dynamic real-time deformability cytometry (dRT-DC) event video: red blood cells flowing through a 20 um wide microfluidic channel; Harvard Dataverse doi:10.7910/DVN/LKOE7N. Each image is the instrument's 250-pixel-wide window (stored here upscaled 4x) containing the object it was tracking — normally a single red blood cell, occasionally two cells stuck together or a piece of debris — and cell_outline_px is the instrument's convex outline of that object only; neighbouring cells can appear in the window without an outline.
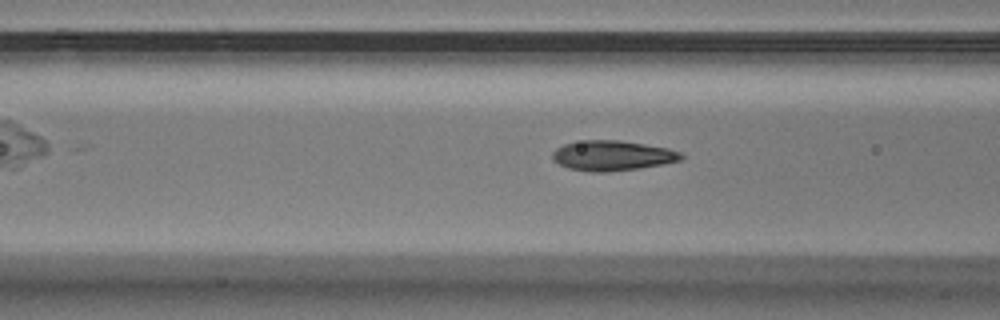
{"species": "Egyptian fruit bat (a non-hibernating species)", "species_latin": "Rousettus aegyptiacus", "temperature_condition": "warm", "stored_images_in_passage": 27, "camera_frame_rate_fps": 3000, "um_per_image_px": 0.085, "animal": {"sex": "male"}, "frame": {"image": 1, "passage_image": 22, "time_ms": 7.0, "image_size_px": [1000, 320], "cell_outline_px": [[684, 156], [680, 160], [664, 164], [640, 168], [608, 172], [592, 172], [568, 168], [552, 160], [552, 152], [556, 148], [564, 144], [584, 140], [620, 140], [668, 148], [680, 152]], "centroid_in_image_um": [52.04, 13.23], "position_along_channel_um": 114.6, "area_um2": 22.6}}